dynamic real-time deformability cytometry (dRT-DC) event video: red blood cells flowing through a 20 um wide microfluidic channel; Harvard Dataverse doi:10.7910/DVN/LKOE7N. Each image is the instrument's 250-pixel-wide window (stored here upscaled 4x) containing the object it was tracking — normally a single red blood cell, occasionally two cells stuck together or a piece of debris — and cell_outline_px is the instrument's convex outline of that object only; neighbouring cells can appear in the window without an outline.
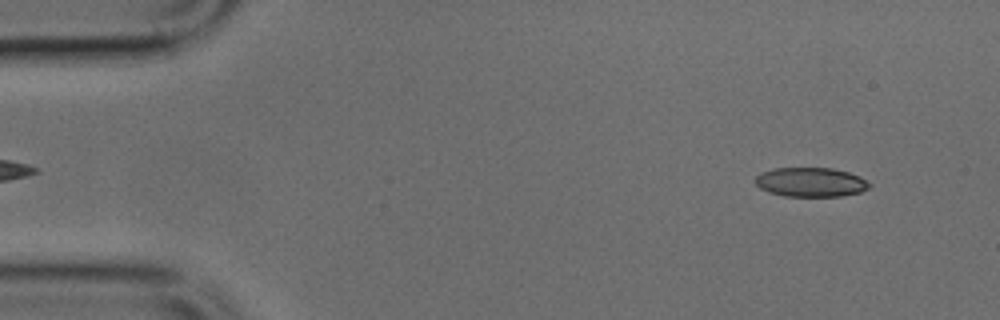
{"species": "common noctule bat (a hibernating species)", "species_latin": "Nyctalus noctula", "temperature_condition": "cold", "stored_images_in_passage": 4, "camera_frame_rate_fps": 3000, "um_per_image_px": 0.085, "animal": {"sex": "male", "body_mass_g": 17.9, "forearm_length_mm": 54.2}, "frame": {"image": 1, "passage_image": 4, "time_ms": 1.0, "image_size_px": [1000, 320], "cell_outline_px": [[872, 184], [868, 188], [860, 192], [840, 196], [784, 196], [768, 192], [760, 188], [756, 184], [756, 176], [772, 168], [832, 168], [848, 172], [860, 176]], "centroid_in_image_um": [68.93, 15.48], "position_along_channel_um": 16.1, "area_um2": 19.42}}